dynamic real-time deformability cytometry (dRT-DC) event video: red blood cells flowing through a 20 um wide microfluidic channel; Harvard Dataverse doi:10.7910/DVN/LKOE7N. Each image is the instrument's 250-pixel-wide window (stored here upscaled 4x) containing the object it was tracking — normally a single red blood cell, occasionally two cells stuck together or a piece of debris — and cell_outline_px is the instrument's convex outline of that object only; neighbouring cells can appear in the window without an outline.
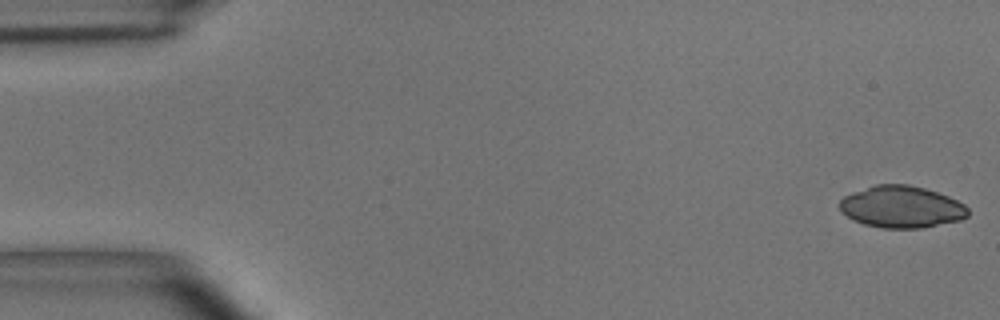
{"species": "common noctule bat (a hibernating species)", "species_latin": "Nyctalus noctula", "temperature_condition": "room temperature", "stored_images_in_passage": 54, "camera_frame_rate_fps": 3000, "um_per_image_px": 0.085, "animal": {"sex": "male", "body_mass_g": 15.6}, "frame": {"image": 1, "passage_image": 1, "time_ms": 0.0, "image_size_px": [1000, 320], "cell_outline_px": [[968, 216], [960, 220], [924, 228], [880, 228], [864, 224], [852, 220], [840, 208], [840, 200], [844, 196], [852, 192], [876, 184], [908, 184], [924, 188], [948, 196], [964, 204], [968, 208]], "centroid_in_image_um": [76.63, 17.59], "position_along_channel_um": 8.4, "area_um2": 31.33}}